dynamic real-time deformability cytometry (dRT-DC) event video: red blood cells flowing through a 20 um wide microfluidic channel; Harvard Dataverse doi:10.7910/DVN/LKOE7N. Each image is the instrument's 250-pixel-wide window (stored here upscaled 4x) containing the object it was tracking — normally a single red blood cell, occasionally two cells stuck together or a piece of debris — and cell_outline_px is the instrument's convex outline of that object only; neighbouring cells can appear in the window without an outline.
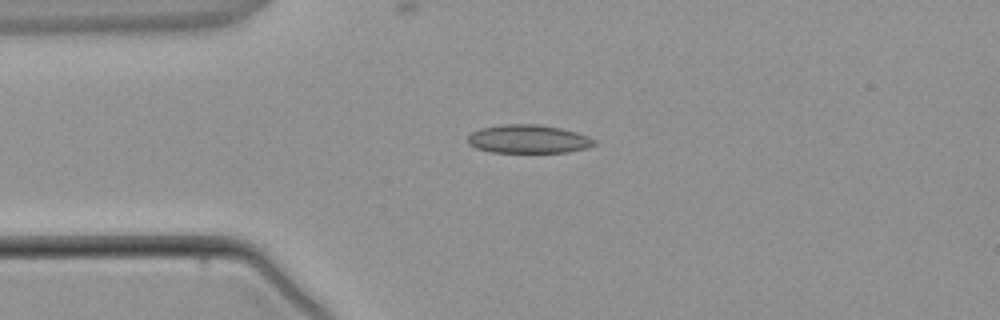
{"species": "common noctule bat (a hibernating species)", "species_latin": "Nyctalus noctula", "temperature_condition": "warm", "stored_images_in_passage": 3, "camera_frame_rate_fps": 3000, "um_per_image_px": 0.085, "animal": {"sex": "male", "body_mass_g": 21.5, "forearm_length_mm": 52.0}, "frame": {"image": 1, "passage_image": 3, "time_ms": 2.333, "image_size_px": [1000, 320], "cell_outline_px": [[596, 144], [584, 148], [568, 152], [492, 152], [476, 148], [468, 144], [468, 136], [472, 132], [480, 128], [504, 124], [540, 124], [560, 128], [576, 132], [588, 136], [596, 140]], "centroid_in_image_um": [44.9, 11.81], "position_along_channel_um": 40.1, "area_um2": 20.92}}